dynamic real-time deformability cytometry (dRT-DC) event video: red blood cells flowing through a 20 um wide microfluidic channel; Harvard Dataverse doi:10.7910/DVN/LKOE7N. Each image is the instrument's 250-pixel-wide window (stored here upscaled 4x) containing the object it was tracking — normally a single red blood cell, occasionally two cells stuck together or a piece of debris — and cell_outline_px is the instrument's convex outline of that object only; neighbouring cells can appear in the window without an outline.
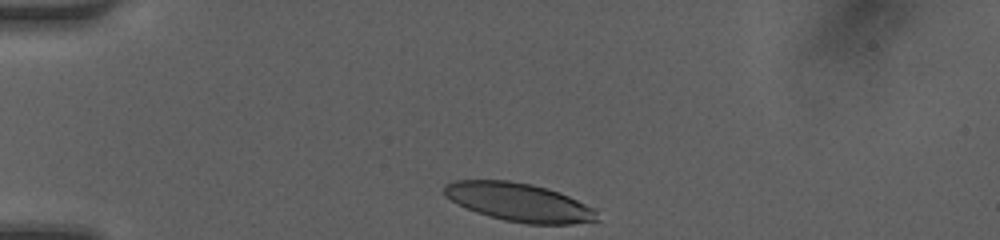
{"species": "human", "species_latin": "Homo sapiens", "temperature_condition": "room temperature", "stored_images_in_passage": 31, "camera_frame_rate_fps": 3000, "um_per_image_px": 0.085, "donor": {"sex": "female"}, "frame": {"image": 1, "passage_image": 1, "time_ms": 0.0, "image_size_px": [1000, 240], "cell_outline_px": [[600, 220], [572, 224], [528, 224], [504, 220], [488, 216], [476, 212], [444, 196], [444, 184], [456, 180], [508, 180], [532, 184], [548, 188], [568, 196], [596, 208]], "centroid_in_image_um": [44.15, 17.19], "position_along_channel_um": 40.8, "area_um2": 34.28}}
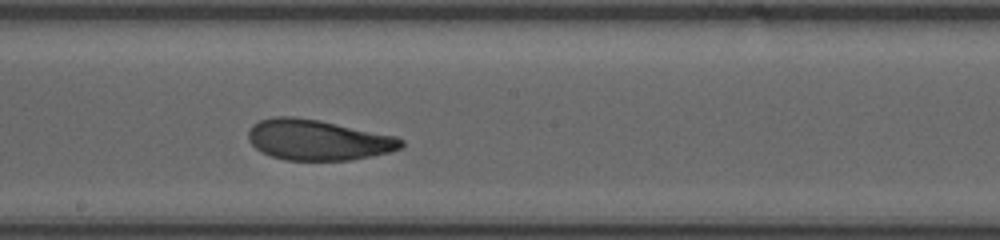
{"frame": {"image": 2, "passage_image": 17, "time_ms": 5.333, "image_size_px": [1000, 240], "cell_outline_px": [[404, 144], [400, 148], [388, 152], [372, 156], [352, 160], [284, 160], [260, 152], [248, 140], [248, 132], [252, 124], [260, 120], [276, 116], [292, 116], [316, 120], [396, 136], [404, 140]], "centroid_in_image_um": [26.99, 11.9], "position_along_channel_um": 221.2, "area_um2": 35.95}}
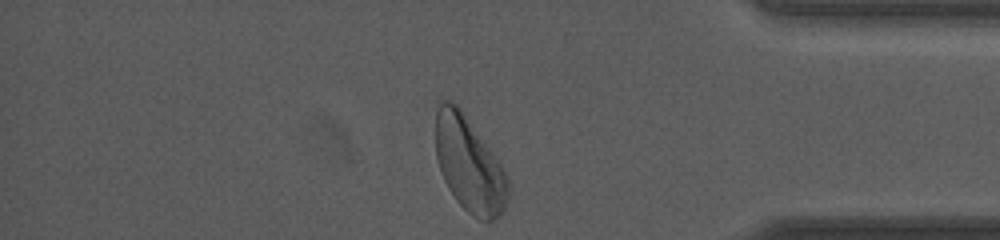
{"frame": {"image": 3, "passage_image": 31, "time_ms": 10.0, "image_size_px": [1000, 240], "cell_outline_px": [[508, 200], [504, 208], [492, 220], [480, 220], [472, 216], [456, 200], [448, 188], [440, 172], [436, 156], [436, 100], [452, 100], [460, 108], [496, 156], [504, 168], [508, 176]], "centroid_in_image_um": [39.86, 13.94], "position_along_channel_um": 395.3, "area_um2": 40.29}, "authors_computed_cell_mechanics": {"area_um2": 35.7204, "velocity_mm_per_s": 4.1932, "shape_relaxation_time_tau1_ms": 3.7043, "shape_relaxation_time_tau2_ms": 1.8515, "deformation_change_tau1": 0.1551, "deformation_change_tau2": 0.0945}}